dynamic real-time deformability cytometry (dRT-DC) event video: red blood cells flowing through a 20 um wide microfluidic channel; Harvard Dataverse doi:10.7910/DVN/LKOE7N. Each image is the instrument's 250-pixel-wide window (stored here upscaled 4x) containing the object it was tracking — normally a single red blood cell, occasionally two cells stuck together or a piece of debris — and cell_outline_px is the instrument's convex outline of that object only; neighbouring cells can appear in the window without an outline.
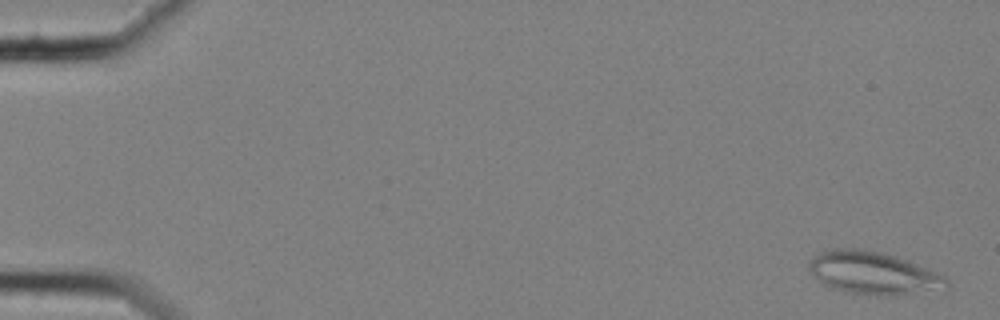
{"species": "common noctule bat (a hibernating species)", "species_latin": "Nyctalus noctula", "temperature_condition": "cold", "stored_images_in_passage": 58, "camera_frame_rate_fps": 3000, "um_per_image_px": 0.085, "animal": {"sex": "female", "body_mass_g": 25.1}, "frame": {"image": 1, "passage_image": 2, "time_ms": 0.333, "image_size_px": [1000, 320], "cell_outline_px": [[948, 288], [888, 296], [884, 296], [852, 292], [832, 288], [824, 284], [808, 268], [808, 260], [812, 256], [820, 252], [836, 248], [860, 248], [880, 252], [896, 256], [908, 260], [928, 268], [944, 276], [948, 280]], "centroid_in_image_um": [74.22, 23.18], "position_along_channel_um": 10.8, "area_um2": 33.93}}
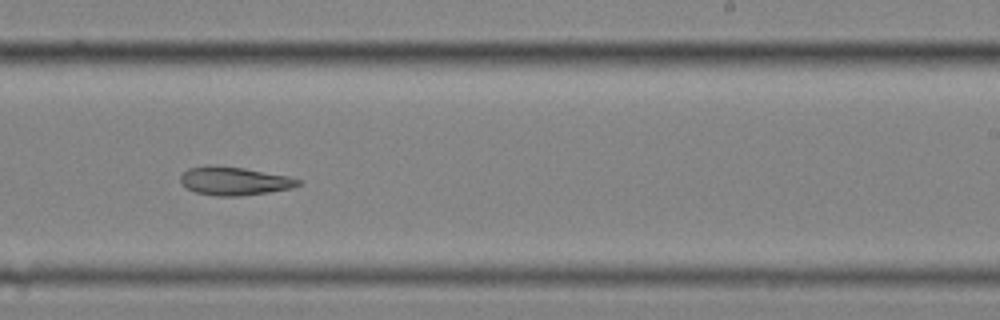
{"frame": {"image": 2, "passage_image": 37, "time_ms": 12.0, "image_size_px": [1000, 320], "cell_outline_px": [[304, 184], [292, 188], [268, 192], [240, 196], [216, 196], [196, 192], [180, 184], [180, 176], [188, 168], [208, 164], [244, 168], [288, 176], [304, 180]], "centroid_in_image_um": [19.94, 15.38], "position_along_channel_um": 269.1, "area_um2": 19.71}}
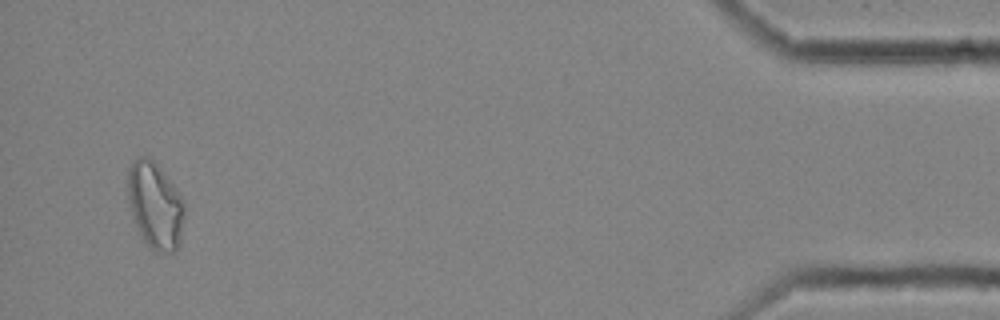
{"frame": {"image": 3, "passage_image": 56, "time_ms": 18.333, "image_size_px": [1000, 320], "cell_outline_px": [[184, 216], [180, 244], [176, 252], [152, 252], [148, 248], [136, 224], [128, 200], [128, 168], [140, 156], [148, 156], [160, 168], [176, 188], [184, 200]], "centroid_in_image_um": [13.21, 17.5], "position_along_channel_um": 422.0, "area_um2": 28.55}}